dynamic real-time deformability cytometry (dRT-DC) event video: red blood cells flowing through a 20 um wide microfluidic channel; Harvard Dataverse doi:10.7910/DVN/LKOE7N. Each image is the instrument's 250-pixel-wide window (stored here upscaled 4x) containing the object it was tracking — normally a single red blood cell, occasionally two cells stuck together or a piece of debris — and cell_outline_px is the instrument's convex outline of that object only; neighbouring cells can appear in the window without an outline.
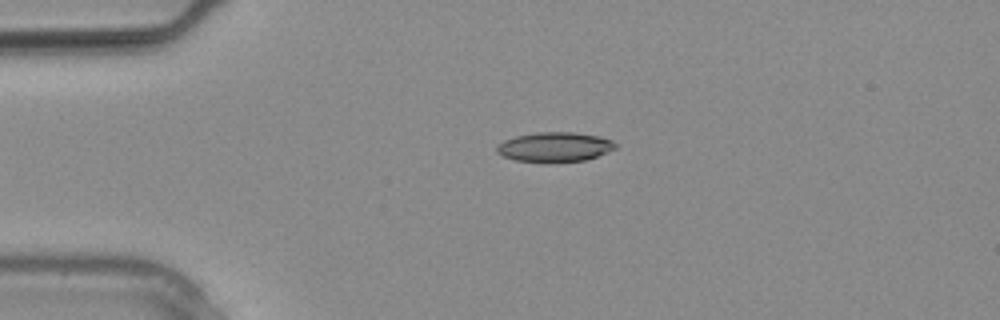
{"species": "common noctule bat (a hibernating species)", "species_latin": "Nyctalus noctula", "temperature_condition": "warm", "stored_images_in_passage": 11, "camera_frame_rate_fps": 3000, "um_per_image_px": 0.085, "animal": {"sex": "male", "body_mass_g": 20.4}, "frame": {"image": 1, "passage_image": 1, "time_ms": 0.0, "image_size_px": [1000, 320], "cell_outline_px": [[616, 148], [608, 152], [584, 160], [548, 164], [516, 160], [504, 156], [496, 152], [496, 144], [504, 140], [516, 136], [536, 132], [576, 132], [600, 136], [612, 140], [616, 144]], "centroid_in_image_um": [47.13, 12.5], "position_along_channel_um": 37.9, "area_um2": 20.92}}
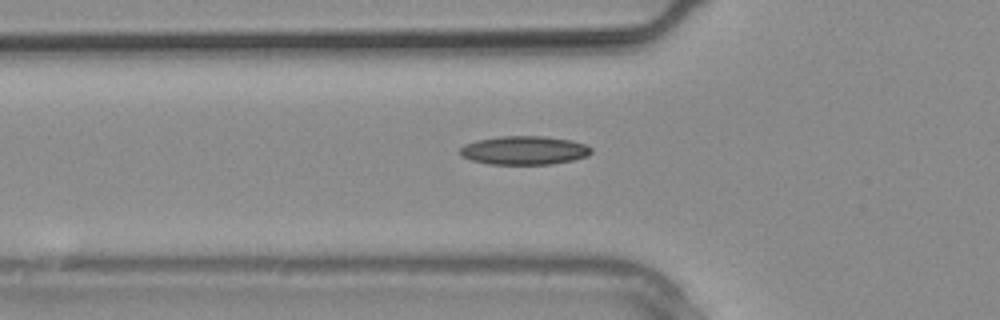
{"frame": {"image": 2, "passage_image": 4, "time_ms": 1.0, "image_size_px": [1000, 320], "cell_outline_px": [[592, 152], [588, 156], [572, 160], [552, 164], [488, 164], [472, 160], [460, 156], [456, 152], [464, 144], [476, 140], [500, 136], [544, 136], [572, 140], [584, 144], [592, 148]], "centroid_in_image_um": [44.52, 12.77], "position_along_channel_um": 81.3, "area_um2": 22.14}}